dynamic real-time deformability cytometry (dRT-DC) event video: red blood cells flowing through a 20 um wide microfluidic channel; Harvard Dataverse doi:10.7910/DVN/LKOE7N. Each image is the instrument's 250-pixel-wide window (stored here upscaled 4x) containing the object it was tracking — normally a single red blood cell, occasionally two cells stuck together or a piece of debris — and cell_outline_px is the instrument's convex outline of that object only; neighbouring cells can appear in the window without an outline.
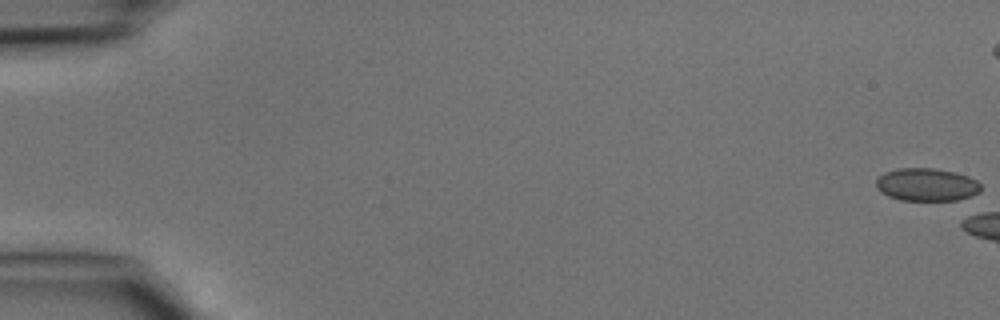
{"species": "common noctule bat (a hibernating species)", "species_latin": "Nyctalus noctula", "temperature_condition": "cold", "stored_images_in_passage": 8, "camera_frame_rate_fps": 3000, "um_per_image_px": 0.085, "animal": {"sex": "male", "body_mass_g": 15.6}, "frame": {"image": 1, "passage_image": 1, "time_ms": 0.0, "image_size_px": [1000, 320], "cell_outline_px": [[980, 192], [972, 196], [956, 200], [900, 200], [888, 196], [880, 192], [876, 188], [876, 180], [884, 172], [896, 168], [936, 168], [956, 172], [968, 176], [976, 180], [980, 184]], "centroid_in_image_um": [78.75, 15.69], "position_along_channel_um": 6.2, "area_um2": 20.23}}